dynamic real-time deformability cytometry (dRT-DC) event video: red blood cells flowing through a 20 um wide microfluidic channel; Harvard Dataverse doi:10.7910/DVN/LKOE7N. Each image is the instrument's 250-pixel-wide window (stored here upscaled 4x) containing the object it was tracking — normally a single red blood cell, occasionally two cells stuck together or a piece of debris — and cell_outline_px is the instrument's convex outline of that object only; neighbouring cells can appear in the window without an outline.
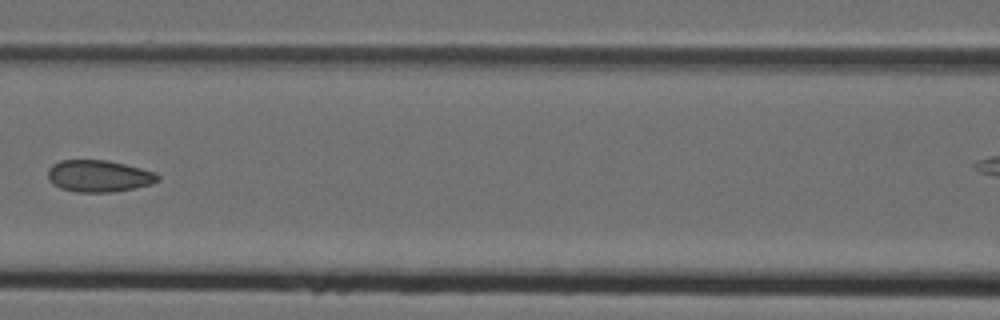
{"species": "Egyptian fruit bat (a non-hibernating species)", "species_latin": "Rousettus aegyptiacus", "temperature_condition": "cold", "stored_images_in_passage": 6, "segment_of_instrument_passage": [1, 2], "camera_frame_rate_fps": 3000, "um_per_image_px": 0.085, "animal": {"sex": "female"}, "frame": {"image": 1, "passage_image": 5, "time_ms": 1.333, "image_size_px": [1000, 320], "cell_outline_px": [[160, 180], [152, 184], [112, 192], [76, 192], [60, 188], [52, 184], [48, 180], [48, 168], [52, 164], [60, 160], [108, 160], [156, 172], [160, 176]], "centroid_in_image_um": [8.38, 14.96], "position_along_channel_um": 158.2, "area_um2": 20.52}}